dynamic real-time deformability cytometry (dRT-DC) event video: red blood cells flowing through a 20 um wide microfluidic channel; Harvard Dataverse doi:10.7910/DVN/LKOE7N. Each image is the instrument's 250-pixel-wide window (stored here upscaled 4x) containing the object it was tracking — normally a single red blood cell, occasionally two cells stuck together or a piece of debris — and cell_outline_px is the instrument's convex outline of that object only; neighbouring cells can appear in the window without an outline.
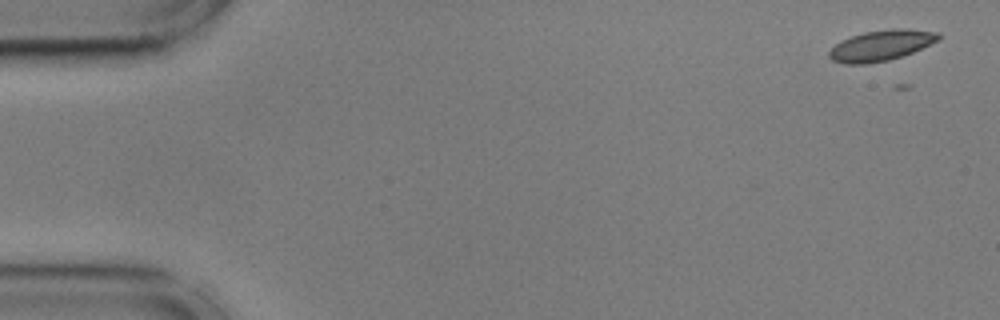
{"species": "common noctule bat (a hibernating species)", "species_latin": "Nyctalus noctula", "temperature_condition": "cold", "stored_images_in_passage": 56, "camera_frame_rate_fps": 3000, "um_per_image_px": 0.085, "animal": {"sex": "male", "body_mass_g": 17.9, "forearm_length_mm": 54.2}, "frame": {"image": 1, "passage_image": 2, "time_ms": 0.333, "image_size_px": [1000, 320], "cell_outline_px": [[940, 40], [912, 52], [888, 60], [868, 64], [844, 64], [832, 60], [828, 56], [828, 52], [840, 40], [864, 32], [892, 28], [908, 28], [940, 32]], "centroid_in_image_um": [74.9, 3.85], "position_along_channel_um": 10.1, "area_um2": 19.65}}
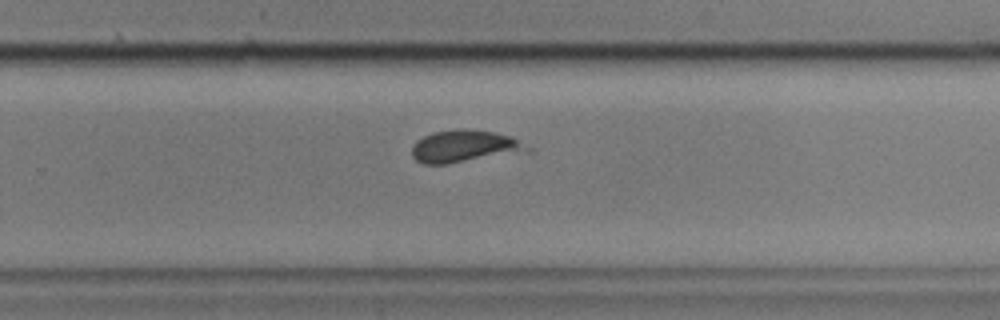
{"frame": {"image": 2, "passage_image": 36, "time_ms": 11.667, "image_size_px": [1000, 320], "cell_outline_px": [[532, 152], [444, 164], [424, 164], [416, 160], [412, 156], [412, 144], [416, 140], [432, 132], [492, 132], [512, 136], [532, 148]], "centroid_in_image_um": [39.54, 12.5], "position_along_channel_um": 290.3, "area_um2": 21.15}}
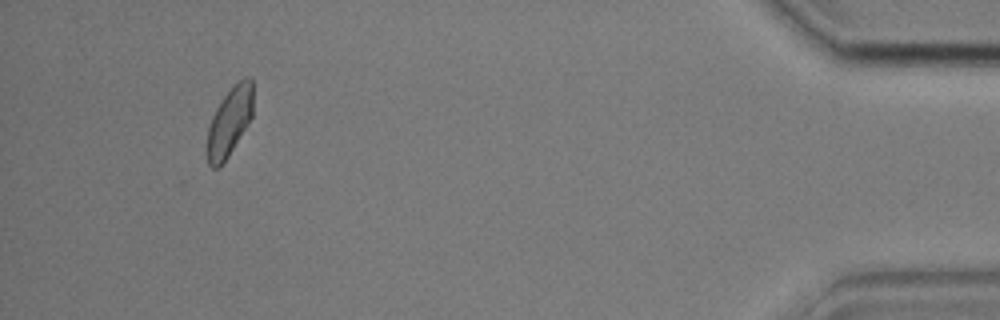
{"frame": {"image": 3, "passage_image": 52, "time_ms": 17.0, "image_size_px": [1000, 320], "cell_outline_px": [[252, 116], [228, 156], [216, 168], [212, 168], [208, 164], [208, 128], [212, 116], [216, 108], [224, 96], [244, 76], [252, 76]], "centroid_in_image_um": [19.52, 10.3], "position_along_channel_um": 415.7, "area_um2": 17.8}}